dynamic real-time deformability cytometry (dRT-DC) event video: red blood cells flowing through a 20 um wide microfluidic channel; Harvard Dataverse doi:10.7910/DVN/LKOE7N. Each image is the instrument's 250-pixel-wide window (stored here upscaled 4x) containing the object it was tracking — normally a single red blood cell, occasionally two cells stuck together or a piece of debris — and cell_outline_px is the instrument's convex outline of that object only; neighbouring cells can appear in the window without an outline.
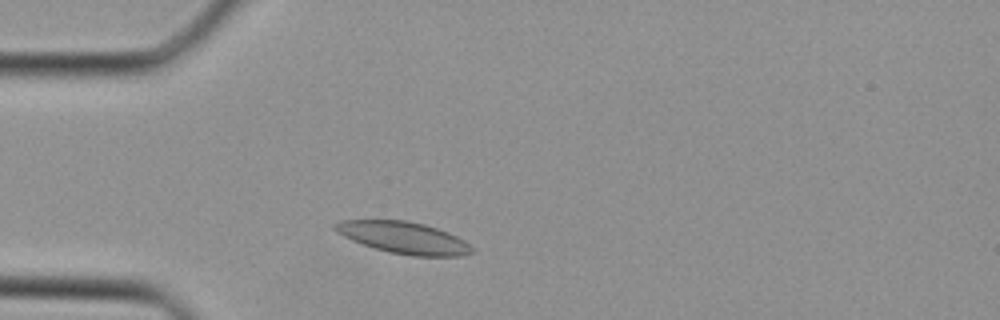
{"species": "Egyptian fruit bat (a non-hibernating species)", "species_latin": "Rousettus aegyptiacus", "temperature_condition": "cold", "stored_images_in_passage": 25, "camera_frame_rate_fps": 3000, "um_per_image_px": 0.085, "animal": {"sex": "female"}, "frame": {"image": 1, "passage_image": 3, "time_ms": 0.667, "image_size_px": [1000, 320], "cell_outline_px": [[472, 252], [456, 256], [412, 256], [388, 252], [352, 240], [336, 232], [332, 228], [332, 224], [340, 220], [408, 220], [424, 224], [448, 232], [464, 240], [472, 248]], "centroid_in_image_um": [34.26, 20.19], "position_along_channel_um": 50.7, "area_um2": 25.2}}
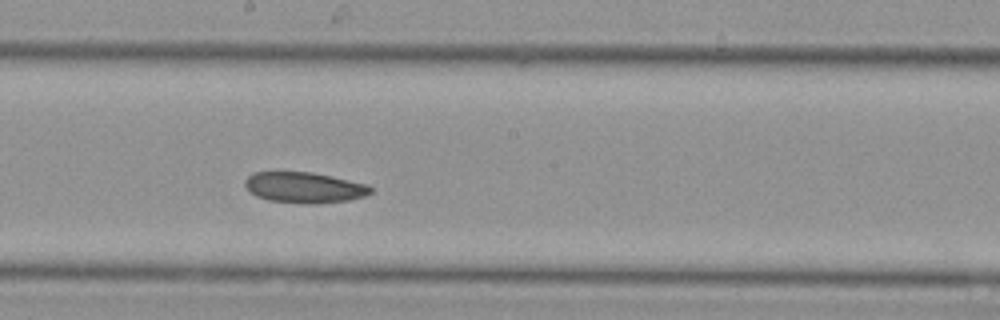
{"frame": {"image": 2, "passage_image": 14, "time_ms": 4.333, "image_size_px": [1000, 320], "cell_outline_px": [[376, 188], [372, 192], [364, 196], [348, 200], [316, 204], [308, 204], [268, 200], [256, 196], [244, 184], [244, 180], [252, 172], [312, 172], [332, 176], [368, 184]], "centroid_in_image_um": [25.91, 15.93], "position_along_channel_um": 222.3, "area_um2": 22.66}}
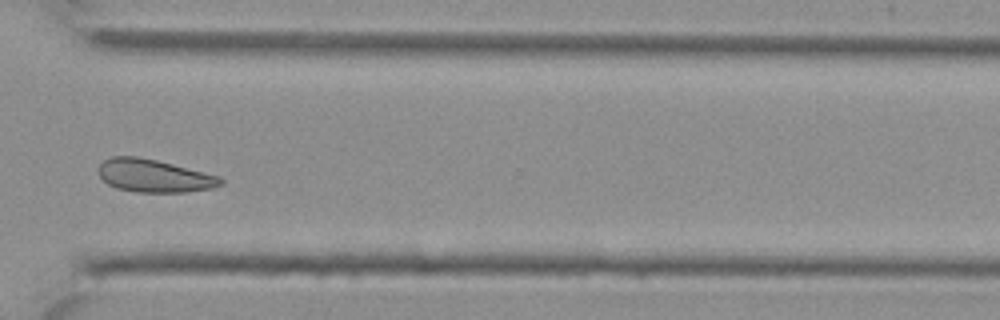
{"frame": {"image": 3, "passage_image": 22, "time_ms": 7.0, "image_size_px": [1000, 320], "cell_outline_px": [[224, 184], [212, 188], [184, 192], [136, 192], [116, 188], [108, 184], [100, 176], [100, 164], [104, 160], [112, 156], [136, 156], [156, 160], [220, 176], [224, 180]], "centroid_in_image_um": [13.12, 14.95], "position_along_channel_um": 357.5, "area_um2": 23.24}}